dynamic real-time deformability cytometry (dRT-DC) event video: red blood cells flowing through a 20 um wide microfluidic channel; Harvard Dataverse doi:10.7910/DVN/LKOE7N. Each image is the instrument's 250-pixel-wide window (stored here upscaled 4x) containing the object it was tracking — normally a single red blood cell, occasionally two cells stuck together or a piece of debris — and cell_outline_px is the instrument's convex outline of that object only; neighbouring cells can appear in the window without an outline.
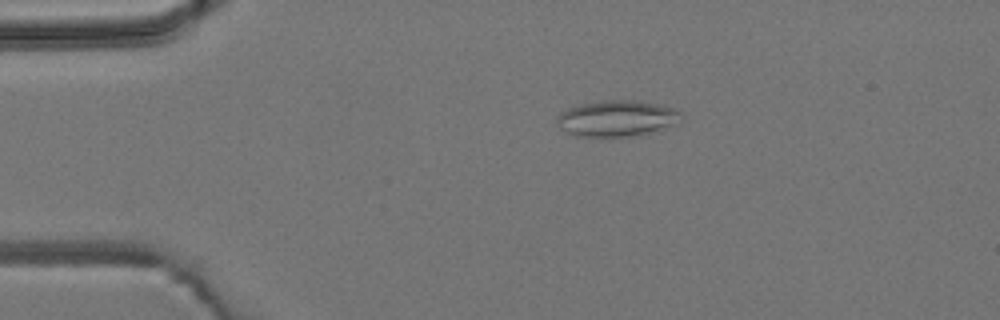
{"species": "common noctule bat (a hibernating species)", "species_latin": "Nyctalus noctula", "temperature_condition": "room temperature", "stored_images_in_passage": 4, "camera_frame_rate_fps": 3000, "um_per_image_px": 0.085, "animal": {"sex": "male", "body_mass_g": 19.2, "forearm_length_mm": 51.8}, "frame": {"image": 1, "passage_image": 3, "time_ms": 2.333, "image_size_px": [1000, 320], "cell_outline_px": [[684, 116], [672, 124], [648, 132], [632, 136], [572, 136], [560, 128], [556, 124], [556, 116], [560, 112], [568, 108], [580, 104], [604, 100], [632, 100], [656, 104], [672, 108], [680, 112]], "centroid_in_image_um": [52.33, 10.06], "position_along_channel_um": 32.7, "area_um2": 25.78}}